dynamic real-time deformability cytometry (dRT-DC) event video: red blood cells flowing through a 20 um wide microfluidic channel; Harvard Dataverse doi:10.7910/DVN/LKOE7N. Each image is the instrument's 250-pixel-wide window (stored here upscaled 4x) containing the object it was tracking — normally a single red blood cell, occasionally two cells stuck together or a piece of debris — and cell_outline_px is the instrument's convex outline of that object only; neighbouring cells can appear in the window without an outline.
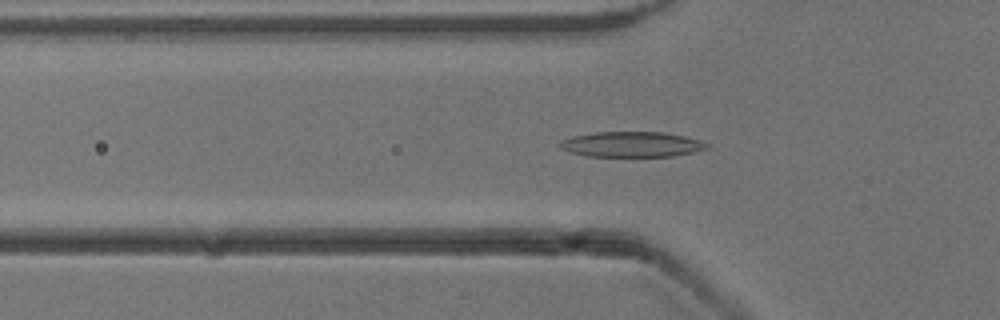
{"species": "common noctule bat (a hibernating species)", "species_latin": "Nyctalus noctula", "temperature_condition": "cold", "stored_images_in_passage": 51, "camera_frame_rate_fps": 3000, "um_per_image_px": 0.085, "animal": {"sex": "male", "body_mass_g": 13.3}, "frame": {"image": 1, "passage_image": 15, "time_ms": 4.667, "image_size_px": [1000, 320], "cell_outline_px": [[708, 148], [692, 152], [672, 156], [584, 156], [568, 152], [560, 148], [560, 144], [564, 140], [572, 136], [592, 132], [664, 132], [684, 136], [708, 144]], "centroid_in_image_um": [53.64, 12.27], "position_along_channel_um": 72.2, "area_um2": 21.5}}
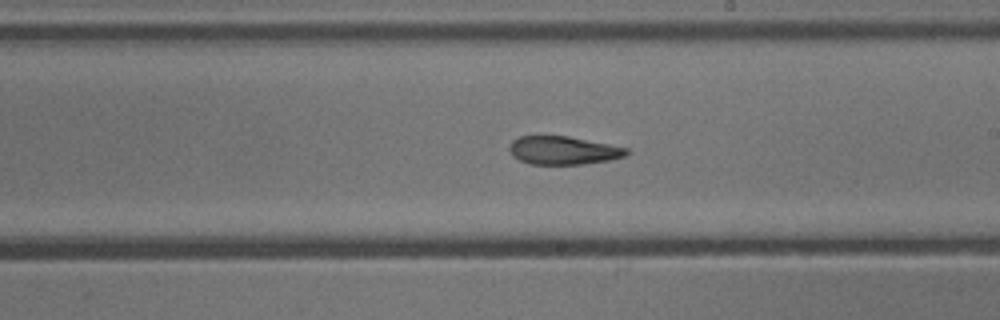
{"frame": {"image": 2, "passage_image": 28, "time_ms": 9.0, "image_size_px": [1000, 320], "cell_outline_px": [[632, 152], [624, 156], [608, 160], [584, 164], [532, 164], [520, 160], [512, 156], [508, 148], [508, 144], [512, 140], [520, 136], [568, 136], [628, 148]], "centroid_in_image_um": [47.85, 12.78], "position_along_channel_um": 241.1, "area_um2": 19.31}}
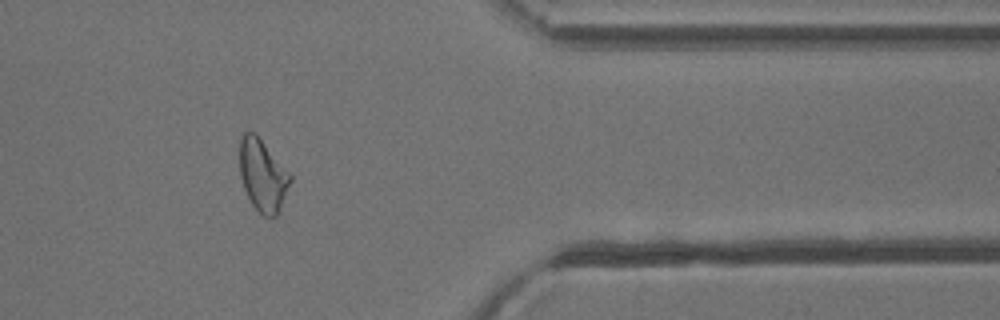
{"frame": {"image": 3, "passage_image": 41, "time_ms": 13.333, "image_size_px": [1000, 320], "cell_outline_px": [[292, 180], [276, 216], [264, 216], [252, 204], [244, 188], [240, 176], [240, 140], [244, 132], [256, 132], [292, 176]], "centroid_in_image_um": [22.33, 14.86], "position_along_channel_um": 389.1, "area_um2": 20.98}, "authors_computed_cell_mechanics": {"area_um2": 21.0392, "velocity_mm_per_s": 3.8711, "shape_relaxation_time_tau1_ms": 8.1737, "shape_relaxation_time_tau2_ms": 3.9117, "deformation_change_tau1": 0.2081, "deformation_change_tau2": 0.1265}}